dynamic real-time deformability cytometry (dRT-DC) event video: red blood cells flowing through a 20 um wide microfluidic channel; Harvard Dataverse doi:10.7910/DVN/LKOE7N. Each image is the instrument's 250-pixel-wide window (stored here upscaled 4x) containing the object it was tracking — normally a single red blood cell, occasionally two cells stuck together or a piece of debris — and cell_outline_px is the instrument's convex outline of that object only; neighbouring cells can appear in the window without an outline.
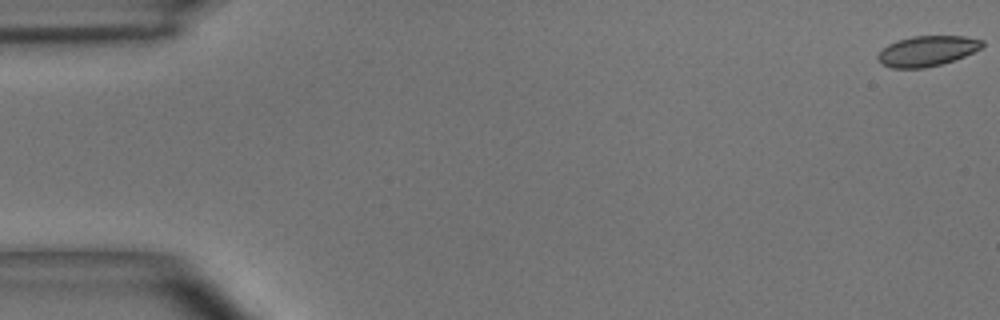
{"species": "common noctule bat (a hibernating species)", "species_latin": "Nyctalus noctula", "temperature_condition": "room temperature", "stored_images_in_passage": 55, "camera_frame_rate_fps": 3000, "um_per_image_px": 0.085, "animal": {"sex": "male", "body_mass_g": 15.6}, "frame": {"image": 1, "passage_image": 1, "time_ms": 0.0, "image_size_px": [1000, 320], "cell_outline_px": [[984, 44], [980, 48], [964, 56], [940, 64], [924, 68], [892, 68], [880, 64], [876, 60], [876, 56], [888, 44], [896, 40], [912, 36], [964, 36], [984, 40]], "centroid_in_image_um": [78.76, 4.33], "position_along_channel_um": 6.2, "area_um2": 18.44}}
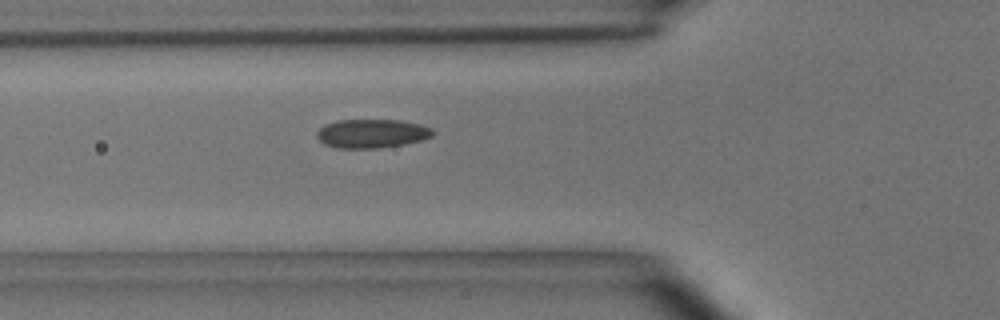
{"frame": {"image": 2, "passage_image": 20, "time_ms": 6.333, "image_size_px": [1000, 320], "cell_outline_px": [[432, 136], [424, 140], [404, 144], [380, 148], [336, 148], [324, 144], [316, 136], [316, 132], [324, 124], [336, 120], [400, 120], [420, 124], [432, 128]], "centroid_in_image_um": [31.59, 11.35], "position_along_channel_um": 94.2, "area_um2": 19.59}}
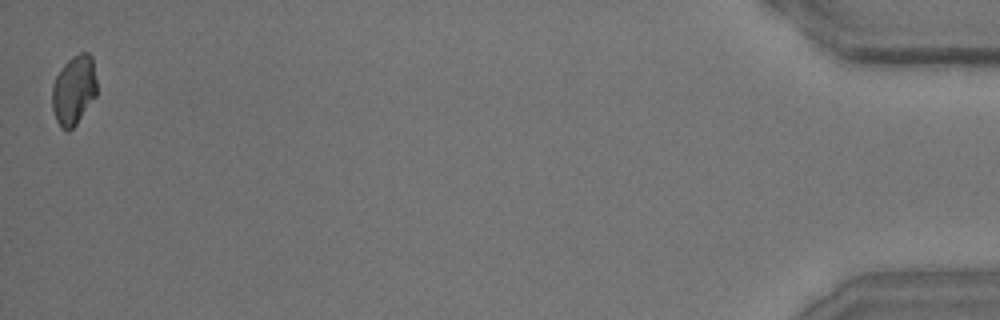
{"frame": {"image": 3, "passage_image": 55, "time_ms": 18.0, "image_size_px": [1000, 320], "cell_outline_px": [[96, 96], [76, 124], [68, 132], [56, 120], [52, 108], [52, 84], [56, 76], [64, 64], [72, 56], [80, 52], [88, 52], [92, 56], [96, 80]], "centroid_in_image_um": [6.28, 7.63], "position_along_channel_um": 428.9, "area_um2": 18.03}, "authors_computed_cell_mechanics": {"area_um2": 19.074, "velocity_mm_per_s": 3.6431, "shape_relaxation_time_tau1_ms": null, "shape_relaxation_time_tau2_ms": 2.5192, "deformation_change_tau1": null, "deformation_change_tau2": 0.0613}}